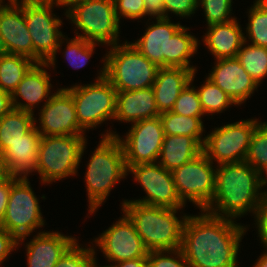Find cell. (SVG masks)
<instances>
[{
    "mask_svg": "<svg viewBox=\"0 0 267 267\" xmlns=\"http://www.w3.org/2000/svg\"><path fill=\"white\" fill-rule=\"evenodd\" d=\"M258 1H260L264 6L267 7V0H258Z\"/></svg>",
    "mask_w": 267,
    "mask_h": 267,
    "instance_id": "cell-54",
    "label": "cell"
},
{
    "mask_svg": "<svg viewBox=\"0 0 267 267\" xmlns=\"http://www.w3.org/2000/svg\"><path fill=\"white\" fill-rule=\"evenodd\" d=\"M193 71L181 67H160L152 89L160 113L171 111L182 90L190 83Z\"/></svg>",
    "mask_w": 267,
    "mask_h": 267,
    "instance_id": "cell-25",
    "label": "cell"
},
{
    "mask_svg": "<svg viewBox=\"0 0 267 267\" xmlns=\"http://www.w3.org/2000/svg\"><path fill=\"white\" fill-rule=\"evenodd\" d=\"M202 152L192 161L172 171L175 187L181 201L187 200L205 210L215 193L216 167Z\"/></svg>",
    "mask_w": 267,
    "mask_h": 267,
    "instance_id": "cell-13",
    "label": "cell"
},
{
    "mask_svg": "<svg viewBox=\"0 0 267 267\" xmlns=\"http://www.w3.org/2000/svg\"><path fill=\"white\" fill-rule=\"evenodd\" d=\"M102 62L103 68L94 83L65 88L72 95L77 120L84 131L96 128L108 119L114 120L117 91L105 78V58Z\"/></svg>",
    "mask_w": 267,
    "mask_h": 267,
    "instance_id": "cell-8",
    "label": "cell"
},
{
    "mask_svg": "<svg viewBox=\"0 0 267 267\" xmlns=\"http://www.w3.org/2000/svg\"><path fill=\"white\" fill-rule=\"evenodd\" d=\"M34 64L33 60L21 55L7 53L0 56V89L12 95Z\"/></svg>",
    "mask_w": 267,
    "mask_h": 267,
    "instance_id": "cell-29",
    "label": "cell"
},
{
    "mask_svg": "<svg viewBox=\"0 0 267 267\" xmlns=\"http://www.w3.org/2000/svg\"><path fill=\"white\" fill-rule=\"evenodd\" d=\"M4 3L5 0H0V35L7 53L33 60V44L25 21L24 3Z\"/></svg>",
    "mask_w": 267,
    "mask_h": 267,
    "instance_id": "cell-18",
    "label": "cell"
},
{
    "mask_svg": "<svg viewBox=\"0 0 267 267\" xmlns=\"http://www.w3.org/2000/svg\"><path fill=\"white\" fill-rule=\"evenodd\" d=\"M248 10L249 22L244 39L247 42L250 41L253 45L267 48V7L260 1L255 0L253 6Z\"/></svg>",
    "mask_w": 267,
    "mask_h": 267,
    "instance_id": "cell-32",
    "label": "cell"
},
{
    "mask_svg": "<svg viewBox=\"0 0 267 267\" xmlns=\"http://www.w3.org/2000/svg\"><path fill=\"white\" fill-rule=\"evenodd\" d=\"M237 21L234 19L227 23L207 26V32L203 35V43L216 58L215 60L236 57L245 42V34Z\"/></svg>",
    "mask_w": 267,
    "mask_h": 267,
    "instance_id": "cell-24",
    "label": "cell"
},
{
    "mask_svg": "<svg viewBox=\"0 0 267 267\" xmlns=\"http://www.w3.org/2000/svg\"><path fill=\"white\" fill-rule=\"evenodd\" d=\"M34 116L33 113L12 108L0 119V151L2 153L35 126Z\"/></svg>",
    "mask_w": 267,
    "mask_h": 267,
    "instance_id": "cell-27",
    "label": "cell"
},
{
    "mask_svg": "<svg viewBox=\"0 0 267 267\" xmlns=\"http://www.w3.org/2000/svg\"><path fill=\"white\" fill-rule=\"evenodd\" d=\"M247 229L233 219L204 210L199 215H187L181 250L189 267H239L240 242Z\"/></svg>",
    "mask_w": 267,
    "mask_h": 267,
    "instance_id": "cell-1",
    "label": "cell"
},
{
    "mask_svg": "<svg viewBox=\"0 0 267 267\" xmlns=\"http://www.w3.org/2000/svg\"><path fill=\"white\" fill-rule=\"evenodd\" d=\"M165 18L169 17L171 12L179 17L188 18L195 13L198 7V0H164Z\"/></svg>",
    "mask_w": 267,
    "mask_h": 267,
    "instance_id": "cell-40",
    "label": "cell"
},
{
    "mask_svg": "<svg viewBox=\"0 0 267 267\" xmlns=\"http://www.w3.org/2000/svg\"><path fill=\"white\" fill-rule=\"evenodd\" d=\"M255 222L261 243L267 245V193H262Z\"/></svg>",
    "mask_w": 267,
    "mask_h": 267,
    "instance_id": "cell-41",
    "label": "cell"
},
{
    "mask_svg": "<svg viewBox=\"0 0 267 267\" xmlns=\"http://www.w3.org/2000/svg\"><path fill=\"white\" fill-rule=\"evenodd\" d=\"M202 152L203 147L193 137L165 135L157 162L172 172L192 161Z\"/></svg>",
    "mask_w": 267,
    "mask_h": 267,
    "instance_id": "cell-26",
    "label": "cell"
},
{
    "mask_svg": "<svg viewBox=\"0 0 267 267\" xmlns=\"http://www.w3.org/2000/svg\"><path fill=\"white\" fill-rule=\"evenodd\" d=\"M0 224L18 240V248L34 230L44 227L39 199L29 178H18L12 184L6 213Z\"/></svg>",
    "mask_w": 267,
    "mask_h": 267,
    "instance_id": "cell-11",
    "label": "cell"
},
{
    "mask_svg": "<svg viewBox=\"0 0 267 267\" xmlns=\"http://www.w3.org/2000/svg\"><path fill=\"white\" fill-rule=\"evenodd\" d=\"M105 55V78L116 91L153 86L159 66L148 60L130 42L110 46Z\"/></svg>",
    "mask_w": 267,
    "mask_h": 267,
    "instance_id": "cell-6",
    "label": "cell"
},
{
    "mask_svg": "<svg viewBox=\"0 0 267 267\" xmlns=\"http://www.w3.org/2000/svg\"><path fill=\"white\" fill-rule=\"evenodd\" d=\"M50 67L48 63H35L28 70L11 95L13 108L34 114L33 110L39 103L42 101L46 103L50 99L53 95L50 90L52 88L51 76L46 71ZM19 97L22 101L24 100V103Z\"/></svg>",
    "mask_w": 267,
    "mask_h": 267,
    "instance_id": "cell-20",
    "label": "cell"
},
{
    "mask_svg": "<svg viewBox=\"0 0 267 267\" xmlns=\"http://www.w3.org/2000/svg\"><path fill=\"white\" fill-rule=\"evenodd\" d=\"M143 36L131 44L148 60L159 67H181L197 71L190 65V59L198 50L200 40L188 33L178 23H171L170 18L156 19L147 25Z\"/></svg>",
    "mask_w": 267,
    "mask_h": 267,
    "instance_id": "cell-3",
    "label": "cell"
},
{
    "mask_svg": "<svg viewBox=\"0 0 267 267\" xmlns=\"http://www.w3.org/2000/svg\"><path fill=\"white\" fill-rule=\"evenodd\" d=\"M10 171L8 170V166L6 160L4 158L3 153L0 151V182L10 178Z\"/></svg>",
    "mask_w": 267,
    "mask_h": 267,
    "instance_id": "cell-47",
    "label": "cell"
},
{
    "mask_svg": "<svg viewBox=\"0 0 267 267\" xmlns=\"http://www.w3.org/2000/svg\"><path fill=\"white\" fill-rule=\"evenodd\" d=\"M5 54H7V49H6V46L4 44L2 37L0 35V56L5 55Z\"/></svg>",
    "mask_w": 267,
    "mask_h": 267,
    "instance_id": "cell-52",
    "label": "cell"
},
{
    "mask_svg": "<svg viewBox=\"0 0 267 267\" xmlns=\"http://www.w3.org/2000/svg\"><path fill=\"white\" fill-rule=\"evenodd\" d=\"M263 248H266L265 253L259 256L253 267H267V245L263 244Z\"/></svg>",
    "mask_w": 267,
    "mask_h": 267,
    "instance_id": "cell-50",
    "label": "cell"
},
{
    "mask_svg": "<svg viewBox=\"0 0 267 267\" xmlns=\"http://www.w3.org/2000/svg\"><path fill=\"white\" fill-rule=\"evenodd\" d=\"M76 240L60 257L54 267H89L97 258L92 247H82Z\"/></svg>",
    "mask_w": 267,
    "mask_h": 267,
    "instance_id": "cell-36",
    "label": "cell"
},
{
    "mask_svg": "<svg viewBox=\"0 0 267 267\" xmlns=\"http://www.w3.org/2000/svg\"><path fill=\"white\" fill-rule=\"evenodd\" d=\"M116 16L128 19H140L145 17L144 0H113Z\"/></svg>",
    "mask_w": 267,
    "mask_h": 267,
    "instance_id": "cell-39",
    "label": "cell"
},
{
    "mask_svg": "<svg viewBox=\"0 0 267 267\" xmlns=\"http://www.w3.org/2000/svg\"><path fill=\"white\" fill-rule=\"evenodd\" d=\"M245 161L256 171L267 165V122H260L255 128Z\"/></svg>",
    "mask_w": 267,
    "mask_h": 267,
    "instance_id": "cell-33",
    "label": "cell"
},
{
    "mask_svg": "<svg viewBox=\"0 0 267 267\" xmlns=\"http://www.w3.org/2000/svg\"><path fill=\"white\" fill-rule=\"evenodd\" d=\"M266 176H265V174ZM258 174H259V185H260V189L264 190V187L267 186V165H265L264 167H262L259 171H258ZM265 176V177H264ZM264 186V187H263ZM263 187V188H262ZM262 193H267V189L266 191L264 190Z\"/></svg>",
    "mask_w": 267,
    "mask_h": 267,
    "instance_id": "cell-49",
    "label": "cell"
},
{
    "mask_svg": "<svg viewBox=\"0 0 267 267\" xmlns=\"http://www.w3.org/2000/svg\"><path fill=\"white\" fill-rule=\"evenodd\" d=\"M89 267H110V266H107V265H105V266H97V261L95 260Z\"/></svg>",
    "mask_w": 267,
    "mask_h": 267,
    "instance_id": "cell-53",
    "label": "cell"
},
{
    "mask_svg": "<svg viewBox=\"0 0 267 267\" xmlns=\"http://www.w3.org/2000/svg\"><path fill=\"white\" fill-rule=\"evenodd\" d=\"M55 3H24L25 21L32 38L33 61L55 69L57 51L64 43L61 18L53 14Z\"/></svg>",
    "mask_w": 267,
    "mask_h": 267,
    "instance_id": "cell-10",
    "label": "cell"
},
{
    "mask_svg": "<svg viewBox=\"0 0 267 267\" xmlns=\"http://www.w3.org/2000/svg\"><path fill=\"white\" fill-rule=\"evenodd\" d=\"M101 134L100 143L92 153L84 181L89 202L88 214H93L102 206L111 189L128 175L123 147L116 131L108 129Z\"/></svg>",
    "mask_w": 267,
    "mask_h": 267,
    "instance_id": "cell-4",
    "label": "cell"
},
{
    "mask_svg": "<svg viewBox=\"0 0 267 267\" xmlns=\"http://www.w3.org/2000/svg\"><path fill=\"white\" fill-rule=\"evenodd\" d=\"M236 58L246 72L260 85L267 76V48L245 41Z\"/></svg>",
    "mask_w": 267,
    "mask_h": 267,
    "instance_id": "cell-30",
    "label": "cell"
},
{
    "mask_svg": "<svg viewBox=\"0 0 267 267\" xmlns=\"http://www.w3.org/2000/svg\"><path fill=\"white\" fill-rule=\"evenodd\" d=\"M147 263L148 267H189L181 248L175 250L149 251Z\"/></svg>",
    "mask_w": 267,
    "mask_h": 267,
    "instance_id": "cell-38",
    "label": "cell"
},
{
    "mask_svg": "<svg viewBox=\"0 0 267 267\" xmlns=\"http://www.w3.org/2000/svg\"><path fill=\"white\" fill-rule=\"evenodd\" d=\"M110 267H148L147 257L125 260L118 263L107 265Z\"/></svg>",
    "mask_w": 267,
    "mask_h": 267,
    "instance_id": "cell-46",
    "label": "cell"
},
{
    "mask_svg": "<svg viewBox=\"0 0 267 267\" xmlns=\"http://www.w3.org/2000/svg\"><path fill=\"white\" fill-rule=\"evenodd\" d=\"M25 244L28 267H54L65 251L77 240L60 232H37Z\"/></svg>",
    "mask_w": 267,
    "mask_h": 267,
    "instance_id": "cell-21",
    "label": "cell"
},
{
    "mask_svg": "<svg viewBox=\"0 0 267 267\" xmlns=\"http://www.w3.org/2000/svg\"><path fill=\"white\" fill-rule=\"evenodd\" d=\"M18 240L0 224V265L8 259L12 251H16Z\"/></svg>",
    "mask_w": 267,
    "mask_h": 267,
    "instance_id": "cell-42",
    "label": "cell"
},
{
    "mask_svg": "<svg viewBox=\"0 0 267 267\" xmlns=\"http://www.w3.org/2000/svg\"><path fill=\"white\" fill-rule=\"evenodd\" d=\"M86 0H54L55 3V7H68L66 8V12L65 14L71 9L73 8L75 5L82 3Z\"/></svg>",
    "mask_w": 267,
    "mask_h": 267,
    "instance_id": "cell-48",
    "label": "cell"
},
{
    "mask_svg": "<svg viewBox=\"0 0 267 267\" xmlns=\"http://www.w3.org/2000/svg\"><path fill=\"white\" fill-rule=\"evenodd\" d=\"M145 16H150L154 19L165 18L164 0H144Z\"/></svg>",
    "mask_w": 267,
    "mask_h": 267,
    "instance_id": "cell-44",
    "label": "cell"
},
{
    "mask_svg": "<svg viewBox=\"0 0 267 267\" xmlns=\"http://www.w3.org/2000/svg\"><path fill=\"white\" fill-rule=\"evenodd\" d=\"M39 111V126L36 125L38 121L35 118V127L41 136L85 134L79 126L72 95L65 88L62 87L54 92Z\"/></svg>",
    "mask_w": 267,
    "mask_h": 267,
    "instance_id": "cell-17",
    "label": "cell"
},
{
    "mask_svg": "<svg viewBox=\"0 0 267 267\" xmlns=\"http://www.w3.org/2000/svg\"><path fill=\"white\" fill-rule=\"evenodd\" d=\"M85 135L41 136L36 172L43 184L77 175L86 148Z\"/></svg>",
    "mask_w": 267,
    "mask_h": 267,
    "instance_id": "cell-7",
    "label": "cell"
},
{
    "mask_svg": "<svg viewBox=\"0 0 267 267\" xmlns=\"http://www.w3.org/2000/svg\"><path fill=\"white\" fill-rule=\"evenodd\" d=\"M159 117L165 135L193 137L203 147L206 137H202L205 131L202 117L178 115L172 111L162 112Z\"/></svg>",
    "mask_w": 267,
    "mask_h": 267,
    "instance_id": "cell-28",
    "label": "cell"
},
{
    "mask_svg": "<svg viewBox=\"0 0 267 267\" xmlns=\"http://www.w3.org/2000/svg\"><path fill=\"white\" fill-rule=\"evenodd\" d=\"M121 207L134 223L148 251L181 248L182 230L187 217L186 214L176 216L181 209L149 206L135 201H123Z\"/></svg>",
    "mask_w": 267,
    "mask_h": 267,
    "instance_id": "cell-5",
    "label": "cell"
},
{
    "mask_svg": "<svg viewBox=\"0 0 267 267\" xmlns=\"http://www.w3.org/2000/svg\"><path fill=\"white\" fill-rule=\"evenodd\" d=\"M128 173L133 174L134 180L144 189L145 197L135 201L140 204L164 208L183 209L185 204L181 201L171 171L166 170L158 162L130 166Z\"/></svg>",
    "mask_w": 267,
    "mask_h": 267,
    "instance_id": "cell-14",
    "label": "cell"
},
{
    "mask_svg": "<svg viewBox=\"0 0 267 267\" xmlns=\"http://www.w3.org/2000/svg\"><path fill=\"white\" fill-rule=\"evenodd\" d=\"M65 16L77 28L75 37L106 46L119 44L120 21L113 0H86L71 8ZM78 29L83 34L78 33Z\"/></svg>",
    "mask_w": 267,
    "mask_h": 267,
    "instance_id": "cell-9",
    "label": "cell"
},
{
    "mask_svg": "<svg viewBox=\"0 0 267 267\" xmlns=\"http://www.w3.org/2000/svg\"><path fill=\"white\" fill-rule=\"evenodd\" d=\"M14 3H51L54 0H8Z\"/></svg>",
    "mask_w": 267,
    "mask_h": 267,
    "instance_id": "cell-51",
    "label": "cell"
},
{
    "mask_svg": "<svg viewBox=\"0 0 267 267\" xmlns=\"http://www.w3.org/2000/svg\"><path fill=\"white\" fill-rule=\"evenodd\" d=\"M196 73V71L193 72L190 83L187 84L180 93L179 97L174 103L173 108L171 109L172 112L178 115L191 117L205 116L201 107L198 92L195 89L196 87L192 84Z\"/></svg>",
    "mask_w": 267,
    "mask_h": 267,
    "instance_id": "cell-35",
    "label": "cell"
},
{
    "mask_svg": "<svg viewBox=\"0 0 267 267\" xmlns=\"http://www.w3.org/2000/svg\"><path fill=\"white\" fill-rule=\"evenodd\" d=\"M196 90L204 114L213 116L215 113H222L233 104L236 105L220 87L208 78H205L204 83Z\"/></svg>",
    "mask_w": 267,
    "mask_h": 267,
    "instance_id": "cell-31",
    "label": "cell"
},
{
    "mask_svg": "<svg viewBox=\"0 0 267 267\" xmlns=\"http://www.w3.org/2000/svg\"><path fill=\"white\" fill-rule=\"evenodd\" d=\"M40 139L41 134L34 126L3 152L11 176L27 178L36 172Z\"/></svg>",
    "mask_w": 267,
    "mask_h": 267,
    "instance_id": "cell-23",
    "label": "cell"
},
{
    "mask_svg": "<svg viewBox=\"0 0 267 267\" xmlns=\"http://www.w3.org/2000/svg\"><path fill=\"white\" fill-rule=\"evenodd\" d=\"M116 136L123 147L128 169L130 166L157 162L165 134L158 116L133 123L125 138L119 134Z\"/></svg>",
    "mask_w": 267,
    "mask_h": 267,
    "instance_id": "cell-15",
    "label": "cell"
},
{
    "mask_svg": "<svg viewBox=\"0 0 267 267\" xmlns=\"http://www.w3.org/2000/svg\"><path fill=\"white\" fill-rule=\"evenodd\" d=\"M13 108L11 94L0 89V119Z\"/></svg>",
    "mask_w": 267,
    "mask_h": 267,
    "instance_id": "cell-45",
    "label": "cell"
},
{
    "mask_svg": "<svg viewBox=\"0 0 267 267\" xmlns=\"http://www.w3.org/2000/svg\"><path fill=\"white\" fill-rule=\"evenodd\" d=\"M95 245L103 252L108 262L147 257L148 250L138 235L134 223L123 212V217L108 227L95 240Z\"/></svg>",
    "mask_w": 267,
    "mask_h": 267,
    "instance_id": "cell-16",
    "label": "cell"
},
{
    "mask_svg": "<svg viewBox=\"0 0 267 267\" xmlns=\"http://www.w3.org/2000/svg\"><path fill=\"white\" fill-rule=\"evenodd\" d=\"M65 37L64 40L67 43V47H65L64 56L69 61L70 66L75 69L84 67L92 57L95 47L100 45L99 43L86 41L83 38L73 37L70 40V38Z\"/></svg>",
    "mask_w": 267,
    "mask_h": 267,
    "instance_id": "cell-34",
    "label": "cell"
},
{
    "mask_svg": "<svg viewBox=\"0 0 267 267\" xmlns=\"http://www.w3.org/2000/svg\"><path fill=\"white\" fill-rule=\"evenodd\" d=\"M216 167L215 193L204 211L233 220L247 212L255 217L262 196L258 171L246 161Z\"/></svg>",
    "mask_w": 267,
    "mask_h": 267,
    "instance_id": "cell-2",
    "label": "cell"
},
{
    "mask_svg": "<svg viewBox=\"0 0 267 267\" xmlns=\"http://www.w3.org/2000/svg\"><path fill=\"white\" fill-rule=\"evenodd\" d=\"M214 64L207 78L220 87L236 106L245 103L257 90L258 84L236 57L217 59Z\"/></svg>",
    "mask_w": 267,
    "mask_h": 267,
    "instance_id": "cell-19",
    "label": "cell"
},
{
    "mask_svg": "<svg viewBox=\"0 0 267 267\" xmlns=\"http://www.w3.org/2000/svg\"><path fill=\"white\" fill-rule=\"evenodd\" d=\"M160 114L152 87L117 91L115 120L133 124L140 120L158 117Z\"/></svg>",
    "mask_w": 267,
    "mask_h": 267,
    "instance_id": "cell-22",
    "label": "cell"
},
{
    "mask_svg": "<svg viewBox=\"0 0 267 267\" xmlns=\"http://www.w3.org/2000/svg\"><path fill=\"white\" fill-rule=\"evenodd\" d=\"M259 123L253 118L216 127L205 136L203 153L218 165L245 161L253 132Z\"/></svg>",
    "mask_w": 267,
    "mask_h": 267,
    "instance_id": "cell-12",
    "label": "cell"
},
{
    "mask_svg": "<svg viewBox=\"0 0 267 267\" xmlns=\"http://www.w3.org/2000/svg\"><path fill=\"white\" fill-rule=\"evenodd\" d=\"M17 179V177L11 176L10 178L0 182V222L2 221L6 213L12 184Z\"/></svg>",
    "mask_w": 267,
    "mask_h": 267,
    "instance_id": "cell-43",
    "label": "cell"
},
{
    "mask_svg": "<svg viewBox=\"0 0 267 267\" xmlns=\"http://www.w3.org/2000/svg\"><path fill=\"white\" fill-rule=\"evenodd\" d=\"M233 0H198V7L204 11L207 26L212 24L227 23L236 17H232Z\"/></svg>",
    "mask_w": 267,
    "mask_h": 267,
    "instance_id": "cell-37",
    "label": "cell"
}]
</instances>
